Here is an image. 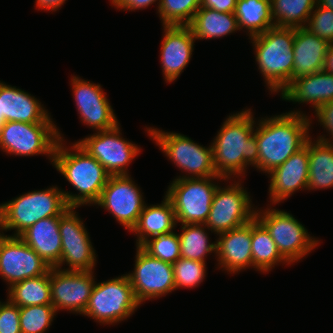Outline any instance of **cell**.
<instances>
[{
  "label": "cell",
  "mask_w": 333,
  "mask_h": 333,
  "mask_svg": "<svg viewBox=\"0 0 333 333\" xmlns=\"http://www.w3.org/2000/svg\"><path fill=\"white\" fill-rule=\"evenodd\" d=\"M143 193L131 175L109 176L94 204L108 211L129 232L136 226L145 205Z\"/></svg>",
  "instance_id": "obj_15"
},
{
  "label": "cell",
  "mask_w": 333,
  "mask_h": 333,
  "mask_svg": "<svg viewBox=\"0 0 333 333\" xmlns=\"http://www.w3.org/2000/svg\"><path fill=\"white\" fill-rule=\"evenodd\" d=\"M280 98L294 104H308L316 113L333 101V74L324 70L293 79L280 93Z\"/></svg>",
  "instance_id": "obj_23"
},
{
  "label": "cell",
  "mask_w": 333,
  "mask_h": 333,
  "mask_svg": "<svg viewBox=\"0 0 333 333\" xmlns=\"http://www.w3.org/2000/svg\"><path fill=\"white\" fill-rule=\"evenodd\" d=\"M55 122L23 123L9 121L0 129V149L8 155L44 154L53 164L56 145L62 135Z\"/></svg>",
  "instance_id": "obj_10"
},
{
  "label": "cell",
  "mask_w": 333,
  "mask_h": 333,
  "mask_svg": "<svg viewBox=\"0 0 333 333\" xmlns=\"http://www.w3.org/2000/svg\"><path fill=\"white\" fill-rule=\"evenodd\" d=\"M308 139L309 177L307 190L333 187V143Z\"/></svg>",
  "instance_id": "obj_27"
},
{
  "label": "cell",
  "mask_w": 333,
  "mask_h": 333,
  "mask_svg": "<svg viewBox=\"0 0 333 333\" xmlns=\"http://www.w3.org/2000/svg\"><path fill=\"white\" fill-rule=\"evenodd\" d=\"M270 205L281 203L299 190H307L309 177L308 140L303 148L292 154L282 165L268 174Z\"/></svg>",
  "instance_id": "obj_19"
},
{
  "label": "cell",
  "mask_w": 333,
  "mask_h": 333,
  "mask_svg": "<svg viewBox=\"0 0 333 333\" xmlns=\"http://www.w3.org/2000/svg\"><path fill=\"white\" fill-rule=\"evenodd\" d=\"M59 225L60 216L40 219L19 236L51 268L59 263L61 257L62 241Z\"/></svg>",
  "instance_id": "obj_25"
},
{
  "label": "cell",
  "mask_w": 333,
  "mask_h": 333,
  "mask_svg": "<svg viewBox=\"0 0 333 333\" xmlns=\"http://www.w3.org/2000/svg\"><path fill=\"white\" fill-rule=\"evenodd\" d=\"M323 70L327 73L333 74V43L329 44Z\"/></svg>",
  "instance_id": "obj_44"
},
{
  "label": "cell",
  "mask_w": 333,
  "mask_h": 333,
  "mask_svg": "<svg viewBox=\"0 0 333 333\" xmlns=\"http://www.w3.org/2000/svg\"><path fill=\"white\" fill-rule=\"evenodd\" d=\"M160 64L166 83L176 81L192 58L193 32L189 26H162Z\"/></svg>",
  "instance_id": "obj_20"
},
{
  "label": "cell",
  "mask_w": 333,
  "mask_h": 333,
  "mask_svg": "<svg viewBox=\"0 0 333 333\" xmlns=\"http://www.w3.org/2000/svg\"><path fill=\"white\" fill-rule=\"evenodd\" d=\"M317 4L333 11V0H317Z\"/></svg>",
  "instance_id": "obj_45"
},
{
  "label": "cell",
  "mask_w": 333,
  "mask_h": 333,
  "mask_svg": "<svg viewBox=\"0 0 333 333\" xmlns=\"http://www.w3.org/2000/svg\"><path fill=\"white\" fill-rule=\"evenodd\" d=\"M120 124L106 131H97L76 142L94 157L110 176L130 175L128 167L141 148L122 137Z\"/></svg>",
  "instance_id": "obj_12"
},
{
  "label": "cell",
  "mask_w": 333,
  "mask_h": 333,
  "mask_svg": "<svg viewBox=\"0 0 333 333\" xmlns=\"http://www.w3.org/2000/svg\"><path fill=\"white\" fill-rule=\"evenodd\" d=\"M251 245L255 271L267 274L280 263L290 265L279 253L267 229L256 218L251 221Z\"/></svg>",
  "instance_id": "obj_29"
},
{
  "label": "cell",
  "mask_w": 333,
  "mask_h": 333,
  "mask_svg": "<svg viewBox=\"0 0 333 333\" xmlns=\"http://www.w3.org/2000/svg\"><path fill=\"white\" fill-rule=\"evenodd\" d=\"M196 40L223 38L239 30L234 13L199 8L189 25Z\"/></svg>",
  "instance_id": "obj_28"
},
{
  "label": "cell",
  "mask_w": 333,
  "mask_h": 333,
  "mask_svg": "<svg viewBox=\"0 0 333 333\" xmlns=\"http://www.w3.org/2000/svg\"><path fill=\"white\" fill-rule=\"evenodd\" d=\"M22 333H45L57 315L53 305L19 307Z\"/></svg>",
  "instance_id": "obj_35"
},
{
  "label": "cell",
  "mask_w": 333,
  "mask_h": 333,
  "mask_svg": "<svg viewBox=\"0 0 333 333\" xmlns=\"http://www.w3.org/2000/svg\"><path fill=\"white\" fill-rule=\"evenodd\" d=\"M77 207H69L60 215L59 231L62 241L61 257L56 268L64 271H93L96 266V250ZM66 264L68 268L62 266Z\"/></svg>",
  "instance_id": "obj_13"
},
{
  "label": "cell",
  "mask_w": 333,
  "mask_h": 333,
  "mask_svg": "<svg viewBox=\"0 0 333 333\" xmlns=\"http://www.w3.org/2000/svg\"><path fill=\"white\" fill-rule=\"evenodd\" d=\"M206 263L180 257L173 264L176 290L180 288H196L206 277Z\"/></svg>",
  "instance_id": "obj_36"
},
{
  "label": "cell",
  "mask_w": 333,
  "mask_h": 333,
  "mask_svg": "<svg viewBox=\"0 0 333 333\" xmlns=\"http://www.w3.org/2000/svg\"><path fill=\"white\" fill-rule=\"evenodd\" d=\"M70 80L79 119L84 125L97 132L113 129L119 124L101 84L76 75L71 76Z\"/></svg>",
  "instance_id": "obj_17"
},
{
  "label": "cell",
  "mask_w": 333,
  "mask_h": 333,
  "mask_svg": "<svg viewBox=\"0 0 333 333\" xmlns=\"http://www.w3.org/2000/svg\"><path fill=\"white\" fill-rule=\"evenodd\" d=\"M231 181L234 182L231 185L217 187L205 223L216 236L241 227L255 218L257 208L253 207L252 197L244 189L241 178Z\"/></svg>",
  "instance_id": "obj_11"
},
{
  "label": "cell",
  "mask_w": 333,
  "mask_h": 333,
  "mask_svg": "<svg viewBox=\"0 0 333 333\" xmlns=\"http://www.w3.org/2000/svg\"><path fill=\"white\" fill-rule=\"evenodd\" d=\"M111 5L117 10L136 11L148 8L150 5L157 2V10L161 0H109Z\"/></svg>",
  "instance_id": "obj_41"
},
{
  "label": "cell",
  "mask_w": 333,
  "mask_h": 333,
  "mask_svg": "<svg viewBox=\"0 0 333 333\" xmlns=\"http://www.w3.org/2000/svg\"><path fill=\"white\" fill-rule=\"evenodd\" d=\"M70 206L57 185L33 190L0 204V233L20 236L38 220L62 215Z\"/></svg>",
  "instance_id": "obj_5"
},
{
  "label": "cell",
  "mask_w": 333,
  "mask_h": 333,
  "mask_svg": "<svg viewBox=\"0 0 333 333\" xmlns=\"http://www.w3.org/2000/svg\"><path fill=\"white\" fill-rule=\"evenodd\" d=\"M136 248L134 269L126 275L139 304L175 291L173 264L151 256L141 246Z\"/></svg>",
  "instance_id": "obj_14"
},
{
  "label": "cell",
  "mask_w": 333,
  "mask_h": 333,
  "mask_svg": "<svg viewBox=\"0 0 333 333\" xmlns=\"http://www.w3.org/2000/svg\"><path fill=\"white\" fill-rule=\"evenodd\" d=\"M256 209L255 218L267 229L281 256L291 265L305 258L320 243L291 213L272 205Z\"/></svg>",
  "instance_id": "obj_7"
},
{
  "label": "cell",
  "mask_w": 333,
  "mask_h": 333,
  "mask_svg": "<svg viewBox=\"0 0 333 333\" xmlns=\"http://www.w3.org/2000/svg\"><path fill=\"white\" fill-rule=\"evenodd\" d=\"M217 268L228 274L253 268L251 245V221L241 227L217 235Z\"/></svg>",
  "instance_id": "obj_21"
},
{
  "label": "cell",
  "mask_w": 333,
  "mask_h": 333,
  "mask_svg": "<svg viewBox=\"0 0 333 333\" xmlns=\"http://www.w3.org/2000/svg\"><path fill=\"white\" fill-rule=\"evenodd\" d=\"M146 132L175 167L185 172L176 178L221 177L214 166L212 143L205 147L184 134L155 127L146 126Z\"/></svg>",
  "instance_id": "obj_6"
},
{
  "label": "cell",
  "mask_w": 333,
  "mask_h": 333,
  "mask_svg": "<svg viewBox=\"0 0 333 333\" xmlns=\"http://www.w3.org/2000/svg\"><path fill=\"white\" fill-rule=\"evenodd\" d=\"M315 117L318 119L317 121L320 122V126H322L327 133V135H319L317 139L333 143V101L322 106L315 113ZM326 136L329 137L327 138Z\"/></svg>",
  "instance_id": "obj_40"
},
{
  "label": "cell",
  "mask_w": 333,
  "mask_h": 333,
  "mask_svg": "<svg viewBox=\"0 0 333 333\" xmlns=\"http://www.w3.org/2000/svg\"><path fill=\"white\" fill-rule=\"evenodd\" d=\"M223 177L175 178L169 184L166 196L171 200L177 224H205L217 187ZM217 182H215V181Z\"/></svg>",
  "instance_id": "obj_9"
},
{
  "label": "cell",
  "mask_w": 333,
  "mask_h": 333,
  "mask_svg": "<svg viewBox=\"0 0 333 333\" xmlns=\"http://www.w3.org/2000/svg\"><path fill=\"white\" fill-rule=\"evenodd\" d=\"M94 271L50 269L51 301L56 312L69 311L82 315L95 285Z\"/></svg>",
  "instance_id": "obj_18"
},
{
  "label": "cell",
  "mask_w": 333,
  "mask_h": 333,
  "mask_svg": "<svg viewBox=\"0 0 333 333\" xmlns=\"http://www.w3.org/2000/svg\"><path fill=\"white\" fill-rule=\"evenodd\" d=\"M0 333H22L19 307L8 299L0 301Z\"/></svg>",
  "instance_id": "obj_39"
},
{
  "label": "cell",
  "mask_w": 333,
  "mask_h": 333,
  "mask_svg": "<svg viewBox=\"0 0 333 333\" xmlns=\"http://www.w3.org/2000/svg\"><path fill=\"white\" fill-rule=\"evenodd\" d=\"M51 267L19 236L0 233V276L8 284L35 278Z\"/></svg>",
  "instance_id": "obj_16"
},
{
  "label": "cell",
  "mask_w": 333,
  "mask_h": 333,
  "mask_svg": "<svg viewBox=\"0 0 333 333\" xmlns=\"http://www.w3.org/2000/svg\"><path fill=\"white\" fill-rule=\"evenodd\" d=\"M234 14L239 30L245 29L249 38L275 27L271 0H237Z\"/></svg>",
  "instance_id": "obj_30"
},
{
  "label": "cell",
  "mask_w": 333,
  "mask_h": 333,
  "mask_svg": "<svg viewBox=\"0 0 333 333\" xmlns=\"http://www.w3.org/2000/svg\"><path fill=\"white\" fill-rule=\"evenodd\" d=\"M139 306L131 282L123 274L103 282L96 281L82 315L102 325H115L127 320Z\"/></svg>",
  "instance_id": "obj_8"
},
{
  "label": "cell",
  "mask_w": 333,
  "mask_h": 333,
  "mask_svg": "<svg viewBox=\"0 0 333 333\" xmlns=\"http://www.w3.org/2000/svg\"><path fill=\"white\" fill-rule=\"evenodd\" d=\"M141 247L151 256L171 264L181 257L180 239L175 231L150 238Z\"/></svg>",
  "instance_id": "obj_37"
},
{
  "label": "cell",
  "mask_w": 333,
  "mask_h": 333,
  "mask_svg": "<svg viewBox=\"0 0 333 333\" xmlns=\"http://www.w3.org/2000/svg\"><path fill=\"white\" fill-rule=\"evenodd\" d=\"M312 121L301 110L258 119L254 130L258 146V171L267 175L303 148L311 137L309 131Z\"/></svg>",
  "instance_id": "obj_2"
},
{
  "label": "cell",
  "mask_w": 333,
  "mask_h": 333,
  "mask_svg": "<svg viewBox=\"0 0 333 333\" xmlns=\"http://www.w3.org/2000/svg\"><path fill=\"white\" fill-rule=\"evenodd\" d=\"M201 0H161L157 13L163 26H189Z\"/></svg>",
  "instance_id": "obj_34"
},
{
  "label": "cell",
  "mask_w": 333,
  "mask_h": 333,
  "mask_svg": "<svg viewBox=\"0 0 333 333\" xmlns=\"http://www.w3.org/2000/svg\"><path fill=\"white\" fill-rule=\"evenodd\" d=\"M306 28L319 38L333 43V11L321 7L316 3L315 8L310 14Z\"/></svg>",
  "instance_id": "obj_38"
},
{
  "label": "cell",
  "mask_w": 333,
  "mask_h": 333,
  "mask_svg": "<svg viewBox=\"0 0 333 333\" xmlns=\"http://www.w3.org/2000/svg\"><path fill=\"white\" fill-rule=\"evenodd\" d=\"M249 108L224 120L212 143L214 166L225 179L245 177L248 167L258 170V146L254 130L256 121Z\"/></svg>",
  "instance_id": "obj_1"
},
{
  "label": "cell",
  "mask_w": 333,
  "mask_h": 333,
  "mask_svg": "<svg viewBox=\"0 0 333 333\" xmlns=\"http://www.w3.org/2000/svg\"><path fill=\"white\" fill-rule=\"evenodd\" d=\"M67 0H36L35 1V8L39 10L55 12L62 8Z\"/></svg>",
  "instance_id": "obj_43"
},
{
  "label": "cell",
  "mask_w": 333,
  "mask_h": 333,
  "mask_svg": "<svg viewBox=\"0 0 333 333\" xmlns=\"http://www.w3.org/2000/svg\"><path fill=\"white\" fill-rule=\"evenodd\" d=\"M329 44L306 27L295 28L293 79L323 70Z\"/></svg>",
  "instance_id": "obj_24"
},
{
  "label": "cell",
  "mask_w": 333,
  "mask_h": 333,
  "mask_svg": "<svg viewBox=\"0 0 333 333\" xmlns=\"http://www.w3.org/2000/svg\"><path fill=\"white\" fill-rule=\"evenodd\" d=\"M317 0H271V15L276 27H306Z\"/></svg>",
  "instance_id": "obj_33"
},
{
  "label": "cell",
  "mask_w": 333,
  "mask_h": 333,
  "mask_svg": "<svg viewBox=\"0 0 333 333\" xmlns=\"http://www.w3.org/2000/svg\"><path fill=\"white\" fill-rule=\"evenodd\" d=\"M295 28L272 27L250 37L255 61L271 94L281 93L293 80Z\"/></svg>",
  "instance_id": "obj_4"
},
{
  "label": "cell",
  "mask_w": 333,
  "mask_h": 333,
  "mask_svg": "<svg viewBox=\"0 0 333 333\" xmlns=\"http://www.w3.org/2000/svg\"><path fill=\"white\" fill-rule=\"evenodd\" d=\"M180 230L181 257L206 263L209 254L216 256V241L210 242L211 230L205 224H181Z\"/></svg>",
  "instance_id": "obj_32"
},
{
  "label": "cell",
  "mask_w": 333,
  "mask_h": 333,
  "mask_svg": "<svg viewBox=\"0 0 333 333\" xmlns=\"http://www.w3.org/2000/svg\"><path fill=\"white\" fill-rule=\"evenodd\" d=\"M55 122L42 102L30 93L0 81V122Z\"/></svg>",
  "instance_id": "obj_22"
},
{
  "label": "cell",
  "mask_w": 333,
  "mask_h": 333,
  "mask_svg": "<svg viewBox=\"0 0 333 333\" xmlns=\"http://www.w3.org/2000/svg\"><path fill=\"white\" fill-rule=\"evenodd\" d=\"M176 227L173 204L165 195L161 204L148 205L145 203L131 233L137 236L136 246H142L150 238L174 232Z\"/></svg>",
  "instance_id": "obj_26"
},
{
  "label": "cell",
  "mask_w": 333,
  "mask_h": 333,
  "mask_svg": "<svg viewBox=\"0 0 333 333\" xmlns=\"http://www.w3.org/2000/svg\"><path fill=\"white\" fill-rule=\"evenodd\" d=\"M7 299L18 307L52 305L50 270L44 275L11 285L7 290Z\"/></svg>",
  "instance_id": "obj_31"
},
{
  "label": "cell",
  "mask_w": 333,
  "mask_h": 333,
  "mask_svg": "<svg viewBox=\"0 0 333 333\" xmlns=\"http://www.w3.org/2000/svg\"><path fill=\"white\" fill-rule=\"evenodd\" d=\"M237 0H201L200 8H210L218 12L234 13Z\"/></svg>",
  "instance_id": "obj_42"
},
{
  "label": "cell",
  "mask_w": 333,
  "mask_h": 333,
  "mask_svg": "<svg viewBox=\"0 0 333 333\" xmlns=\"http://www.w3.org/2000/svg\"><path fill=\"white\" fill-rule=\"evenodd\" d=\"M66 144L65 137L61 135L54 151L52 164L79 192L74 194L62 189L66 202L70 207L94 206L110 175L77 142L68 147Z\"/></svg>",
  "instance_id": "obj_3"
}]
</instances>
